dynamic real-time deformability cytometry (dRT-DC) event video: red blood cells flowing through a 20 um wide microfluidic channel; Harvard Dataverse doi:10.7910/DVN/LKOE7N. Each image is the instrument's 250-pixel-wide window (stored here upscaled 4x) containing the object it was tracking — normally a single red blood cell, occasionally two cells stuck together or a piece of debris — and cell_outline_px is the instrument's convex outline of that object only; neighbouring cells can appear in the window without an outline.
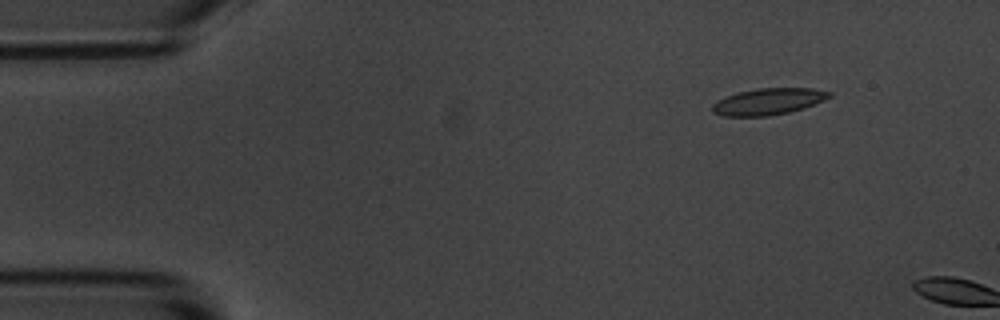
{"species": "common noctule bat (a hibernating species)", "species_latin": "Nyctalus noctula", "temperature_condition": "room temperature", "stored_images_in_passage": 2, "camera_frame_rate_fps": 3000, "um_per_image_px": 0.085, "animal": {"sex": "male", "body_mass_g": 20.1, "forearm_length_mm": 53.5}, "frame": {"image": 1, "passage_image": 1, "time_ms": 0.0, "image_size_px": [1000, 320], "cell_outline_px": [[832, 96], [824, 100], [804, 108], [788, 112], [768, 116], [724, 116], [712, 112], [712, 104], [716, 100], [724, 96], [736, 92], [756, 88], [812, 88], [832, 92]], "centroid_in_image_um": [65.27, 8.62], "position_along_channel_um": 19.7, "area_um2": 18.26}}